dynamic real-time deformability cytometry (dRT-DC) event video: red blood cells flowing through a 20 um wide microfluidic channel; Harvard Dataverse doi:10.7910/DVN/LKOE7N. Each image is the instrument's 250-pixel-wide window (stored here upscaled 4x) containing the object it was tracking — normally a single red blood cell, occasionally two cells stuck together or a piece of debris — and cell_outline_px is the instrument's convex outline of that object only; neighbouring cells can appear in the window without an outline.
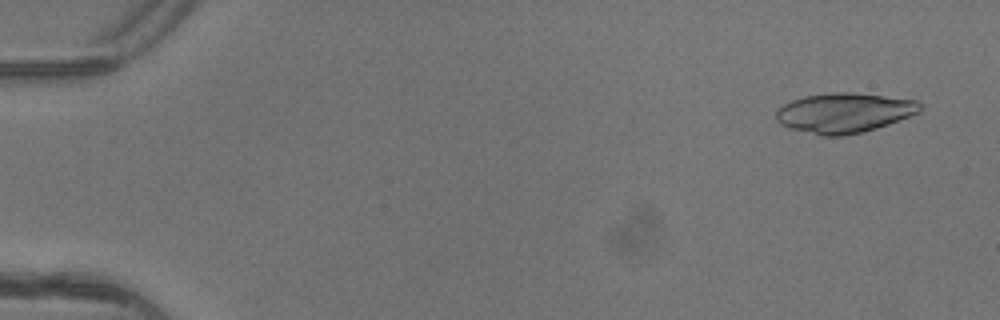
{"species": "common noctule bat (a hibernating species)", "species_latin": "Nyctalus noctula", "temperature_condition": "warm", "stored_images_in_passage": 4, "camera_frame_rate_fps": 3000, "um_per_image_px": 0.085, "animal": {"sex": "female"}, "frame": {"image": 1, "passage_image": 1, "time_ms": 0.0, "image_size_px": [1000, 320], "cell_outline_px": [[924, 104], [916, 112], [908, 116], [888, 124], [864, 132], [844, 136], [820, 136], [788, 128], [780, 124], [776, 120], [776, 112], [784, 104], [792, 100], [804, 96], [832, 92], [852, 92], [916, 100]], "centroid_in_image_um": [71.71, 9.6], "position_along_channel_um": 13.3, "area_um2": 33.41}}